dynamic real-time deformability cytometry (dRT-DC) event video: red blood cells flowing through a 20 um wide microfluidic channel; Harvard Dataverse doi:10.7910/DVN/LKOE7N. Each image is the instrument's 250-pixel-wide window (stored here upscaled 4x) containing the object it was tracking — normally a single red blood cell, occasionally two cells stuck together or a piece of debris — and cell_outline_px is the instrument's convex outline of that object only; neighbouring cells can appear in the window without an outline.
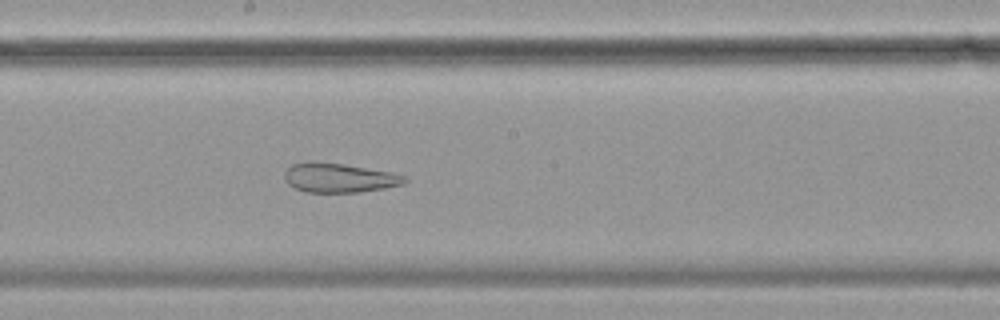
{"species": "common noctule bat (a hibernating species)", "species_latin": "Nyctalus noctula", "temperature_condition": "cold", "stored_images_in_passage": 58, "camera_frame_rate_fps": 3000, "um_per_image_px": 0.085, "animal": {"sex": "female", "body_mass_g": 19.9}, "frame": {"image": 1, "passage_image": 31, "time_ms": 10.0, "image_size_px": [1000, 320], "cell_outline_px": [[408, 180], [404, 184], [384, 188], [360, 192], [304, 192], [292, 188], [284, 180], [284, 172], [292, 164], [344, 164], [392, 172], [408, 176]], "centroid_in_image_um": [28.88, 15.15], "position_along_channel_um": 219.3, "area_um2": 20.17}}
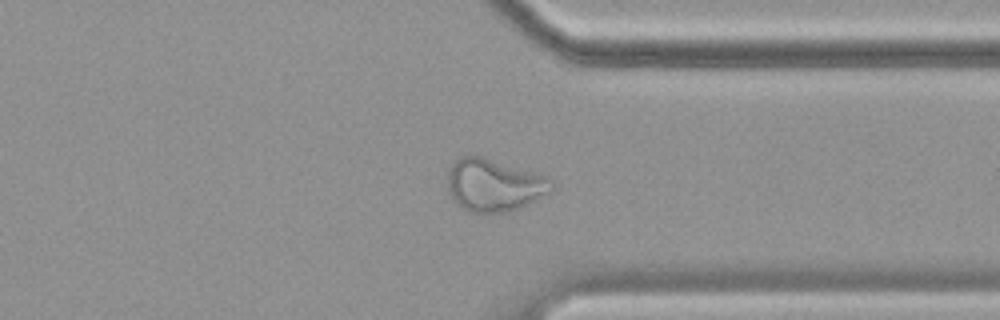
{"frame": {"image": 2, "passage_image": 44, "time_ms": 14.333, "image_size_px": [1000, 320], "cell_outline_px": [[556, 188], [552, 192], [536, 200], [508, 212], [468, 212], [452, 200], [448, 196], [448, 168], [452, 160], [460, 156], [484, 156], [548, 176], [552, 180]], "centroid_in_image_um": [41.99, 15.71], "position_along_channel_um": 369.4, "area_um2": 32.48}}
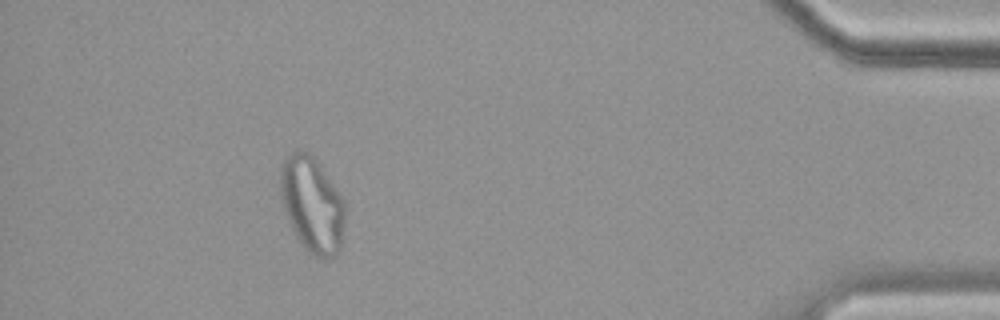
{"frame": {"image": 3, "passage_image": 52, "time_ms": 17.0, "image_size_px": [1000, 320], "cell_outline_px": [[344, 224], [340, 252], [336, 256], [328, 260], [324, 260], [308, 252], [300, 244], [292, 228], [284, 208], [280, 196], [280, 168], [284, 160], [296, 148], [300, 148], [312, 152], [316, 156], [344, 200]], "centroid_in_image_um": [26.54, 17.36], "position_along_channel_um": 408.7, "area_um2": 36.82}}